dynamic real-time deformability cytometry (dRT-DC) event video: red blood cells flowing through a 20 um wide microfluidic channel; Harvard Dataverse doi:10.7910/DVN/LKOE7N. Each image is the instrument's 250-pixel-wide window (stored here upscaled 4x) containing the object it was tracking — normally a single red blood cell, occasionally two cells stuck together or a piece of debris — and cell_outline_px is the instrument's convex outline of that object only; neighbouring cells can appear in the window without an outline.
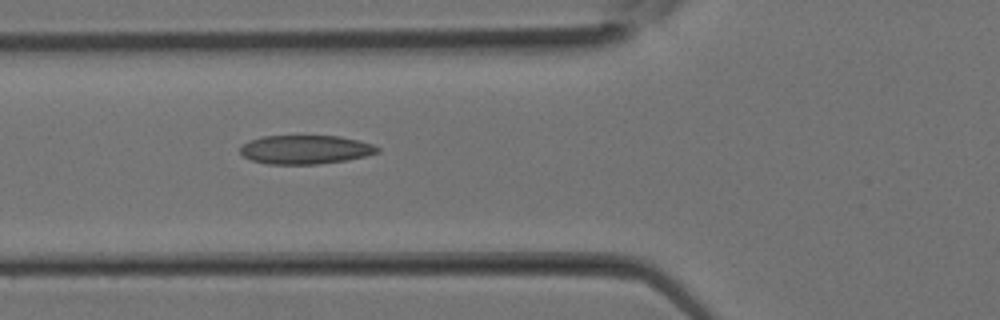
{"species": "Egyptian fruit bat (a non-hibernating species)", "species_latin": "Rousettus aegyptiacus", "temperature_condition": "room temperature", "stored_images_in_passage": 11, "camera_frame_rate_fps": 3000, "um_per_image_px": 0.085, "animal": {"sex": "female"}, "frame": {"image": 1, "passage_image": 11, "time_ms": 3.333, "image_size_px": [1000, 320], "cell_outline_px": [[380, 152], [348, 160], [316, 164], [268, 164], [252, 160], [244, 156], [240, 152], [240, 148], [248, 140], [264, 136], [340, 136], [360, 140], [372, 144], [380, 148]], "centroid_in_image_um": [25.98, 12.71], "position_along_channel_um": 99.8, "area_um2": 23.06}}